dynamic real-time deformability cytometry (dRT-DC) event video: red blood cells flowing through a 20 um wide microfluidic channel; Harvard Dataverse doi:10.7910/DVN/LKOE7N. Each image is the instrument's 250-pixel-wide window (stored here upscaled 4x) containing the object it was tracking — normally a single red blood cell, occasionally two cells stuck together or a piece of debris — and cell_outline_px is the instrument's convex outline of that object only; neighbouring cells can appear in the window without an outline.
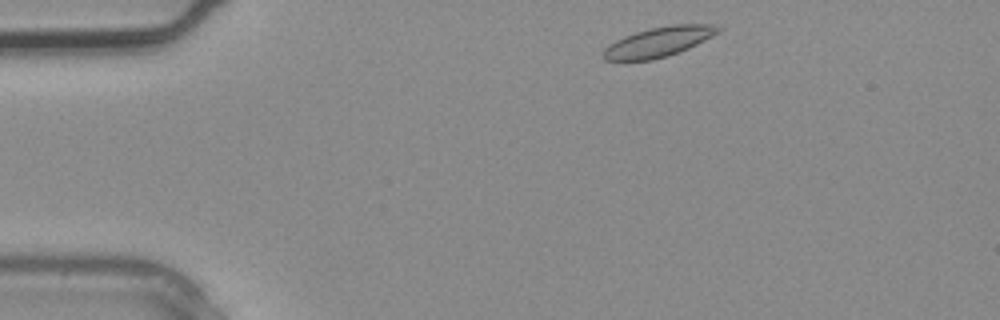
{"species": "common noctule bat (a hibernating species)", "species_latin": "Nyctalus noctula", "temperature_condition": "warm", "stored_images_in_passage": 2, "camera_frame_rate_fps": 3000, "um_per_image_px": 0.085, "animal": {"sex": "male", "body_mass_g": 20.4}, "frame": {"image": 1, "passage_image": 1, "time_ms": 0.0, "image_size_px": [1000, 320], "cell_outline_px": [[720, 28], [716, 32], [704, 40], [680, 52], [668, 56], [652, 60], [604, 60], [600, 56], [604, 48], [616, 40], [624, 36], [636, 32], [652, 28], [672, 24], [712, 24]], "centroid_in_image_um": [55.91, 3.57], "position_along_channel_um": 29.1, "area_um2": 19.71}}